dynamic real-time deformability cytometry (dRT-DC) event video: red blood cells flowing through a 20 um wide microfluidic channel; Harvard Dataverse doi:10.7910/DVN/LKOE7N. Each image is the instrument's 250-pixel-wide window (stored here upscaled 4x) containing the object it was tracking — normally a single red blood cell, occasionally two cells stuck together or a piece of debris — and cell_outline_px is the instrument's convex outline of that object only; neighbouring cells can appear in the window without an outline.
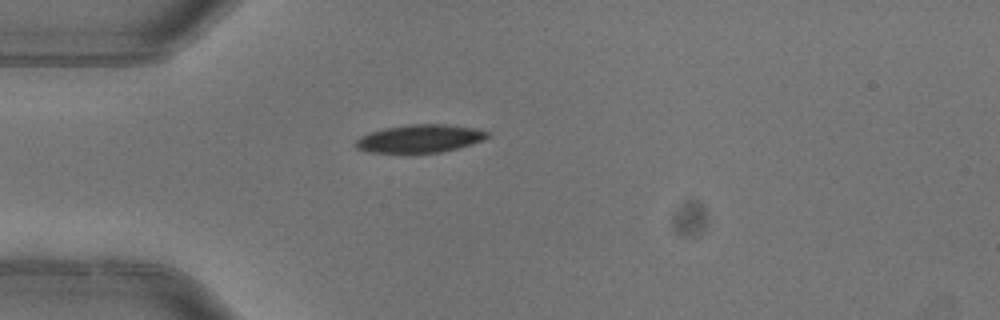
{"species": "common noctule bat (a hibernating species)", "species_latin": "Nyctalus noctula", "temperature_condition": "warm", "stored_images_in_passage": 1, "camera_frame_rate_fps": 3000, "um_per_image_px": 0.085, "animal": {"sex": "female"}, "frame": {"image": 1, "passage_image": 1, "time_ms": 0.0, "image_size_px": [1000, 320], "cell_outline_px": [[488, 136], [484, 140], [472, 144], [440, 152], [368, 152], [356, 148], [356, 140], [360, 136], [384, 128], [408, 124], [448, 124], [476, 128], [488, 132]], "centroid_in_image_um": [35.7, 11.76], "position_along_channel_um": 49.3, "area_um2": 21.27}}